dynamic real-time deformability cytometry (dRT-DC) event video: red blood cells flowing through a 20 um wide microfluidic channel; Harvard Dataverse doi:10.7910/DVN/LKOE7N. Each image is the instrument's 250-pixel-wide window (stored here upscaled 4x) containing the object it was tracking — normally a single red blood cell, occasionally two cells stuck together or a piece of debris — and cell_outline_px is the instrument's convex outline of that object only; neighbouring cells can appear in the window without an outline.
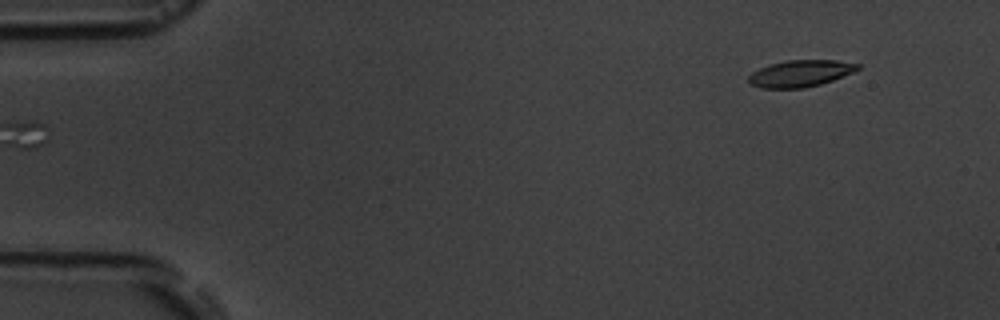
{"species": "common noctule bat (a hibernating species)", "species_latin": "Nyctalus noctula", "temperature_condition": "room temperature", "stored_images_in_passage": 3, "camera_frame_rate_fps": 3000, "um_per_image_px": 0.085, "animal": {"sex": "male", "body_mass_g": 19.5, "forearm_length_mm": 54.6}, "frame": {"image": 1, "passage_image": 3, "time_ms": 2.333, "image_size_px": [1000, 320], "cell_outline_px": [[860, 68], [852, 72], [832, 80], [820, 84], [804, 88], [760, 88], [752, 84], [748, 80], [748, 76], [752, 72], [768, 64], [788, 60], [836, 60], [860, 64]], "centroid_in_image_um": [68.01, 6.24], "position_along_channel_um": 17.0, "area_um2": 16.88}}